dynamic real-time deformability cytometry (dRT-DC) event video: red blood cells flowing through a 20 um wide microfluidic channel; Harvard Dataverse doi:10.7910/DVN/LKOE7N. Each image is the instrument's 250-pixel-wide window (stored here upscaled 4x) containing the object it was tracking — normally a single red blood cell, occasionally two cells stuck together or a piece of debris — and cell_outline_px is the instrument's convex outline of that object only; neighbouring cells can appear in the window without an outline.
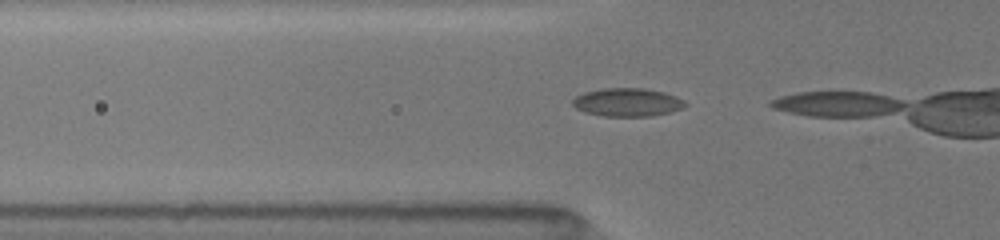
{"species": "common noctule bat (a hibernating species)", "species_latin": "Nyctalus noctula", "temperature_condition": "room temperature", "stored_images_in_passage": 5, "camera_frame_rate_fps": 3000, "um_per_image_px": 0.085, "animal": {"sex": "female", "body_mass_g": 19.5, "forearm_length_mm": 54.1}, "frame": {"image": 1, "passage_image": 4, "time_ms": 1.333, "image_size_px": [1000, 240], "cell_outline_px": [[688, 104], [680, 108], [668, 112], [652, 116], [604, 116], [584, 112], [576, 108], [572, 104], [572, 100], [576, 96], [584, 92], [600, 88], [644, 88], [664, 92], [684, 100]], "centroid_in_image_um": [53.29, 8.68], "position_along_channel_um": 72.5, "area_um2": 18.5}}